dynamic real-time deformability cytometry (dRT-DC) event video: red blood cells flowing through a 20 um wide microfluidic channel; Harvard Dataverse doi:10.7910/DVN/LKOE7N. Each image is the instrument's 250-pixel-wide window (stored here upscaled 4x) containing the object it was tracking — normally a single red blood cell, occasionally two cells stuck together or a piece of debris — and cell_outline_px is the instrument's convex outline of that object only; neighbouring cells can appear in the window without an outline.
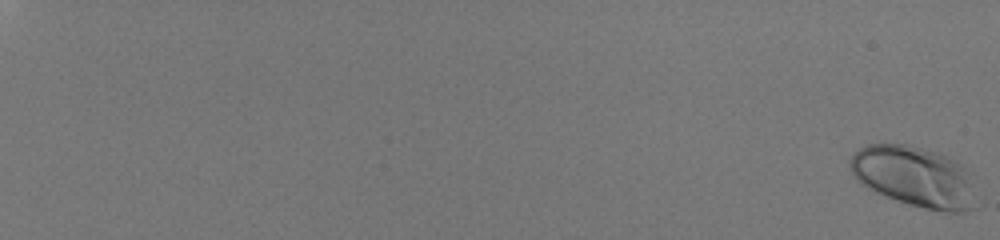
{"species": "human", "species_latin": "Homo sapiens", "temperature_condition": "room temperature", "stored_images_in_passage": 52, "camera_frame_rate_fps": 3000, "um_per_image_px": 0.085, "donor": {"sex": "male"}, "frame": {"image": 1, "passage_image": 1, "time_ms": 0.0, "image_size_px": [1000, 240], "cell_outline_px": [[976, 208], [964, 212], [948, 212], [924, 208], [876, 192], [860, 184], [852, 172], [848, 164], [848, 160], [860, 148], [868, 144], [904, 144], [940, 152], [956, 160], [972, 172], [976, 176]], "centroid_in_image_um": [77.84, 15.01], "position_along_channel_um": 7.2, "area_um2": 45.37}}
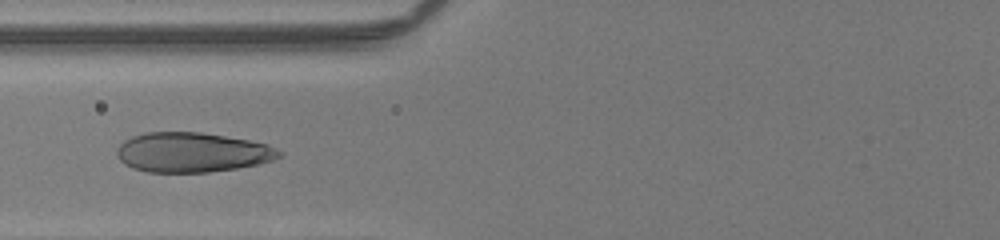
{"frame": {"image": 2, "passage_image": 30, "time_ms": 9.667, "image_size_px": [1000, 240], "cell_outline_px": [[284, 152], [280, 156], [272, 160], [256, 164], [236, 168], [208, 172], [148, 172], [132, 168], [124, 164], [120, 160], [116, 152], [116, 148], [124, 140], [132, 136], [144, 132], [200, 132], [248, 140], [268, 144]], "centroid_in_image_um": [16.3, 12.94], "position_along_channel_um": 109.5, "area_um2": 37.57}}
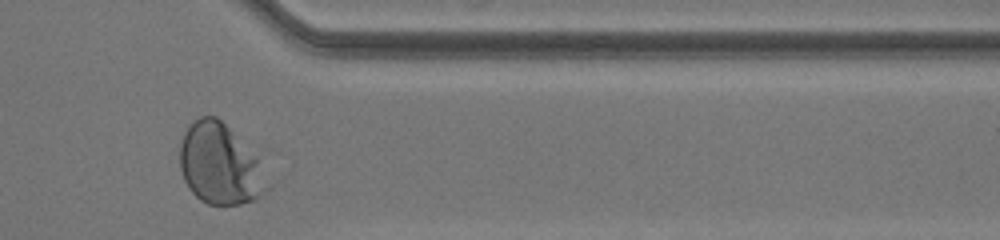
{"frame": {"image": 3, "passage_image": 51, "time_ms": 16.667, "image_size_px": [1000, 240], "cell_outline_px": [[272, 184], [268, 188], [252, 200], [240, 204], [208, 204], [200, 200], [188, 188], [184, 180], [180, 168], [180, 140], [188, 124], [200, 116], [216, 116], [256, 156]], "centroid_in_image_um": [18.67, 13.96], "position_along_channel_um": 392.7, "area_um2": 40.92}}